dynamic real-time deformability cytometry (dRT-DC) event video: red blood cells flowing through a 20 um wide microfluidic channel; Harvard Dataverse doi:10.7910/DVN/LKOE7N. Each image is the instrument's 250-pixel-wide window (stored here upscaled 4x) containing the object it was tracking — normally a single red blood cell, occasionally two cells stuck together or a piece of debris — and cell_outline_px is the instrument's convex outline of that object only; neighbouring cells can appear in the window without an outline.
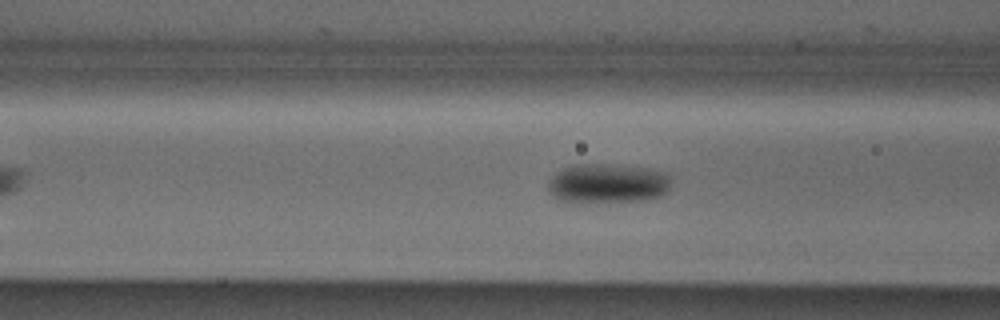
{"species": "Egyptian fruit bat (a non-hibernating species)", "species_latin": "Rousettus aegyptiacus", "temperature_condition": "cold", "stored_images_in_passage": 17, "camera_frame_rate_fps": 3000, "um_per_image_px": 0.085, "animal": {"sex": "male"}, "frame": {"image": 1, "passage_image": 15, "time_ms": 4.667, "image_size_px": [1000, 320], "cell_outline_px": [[668, 192], [660, 196], [648, 200], [572, 204], [560, 200], [552, 196], [548, 192], [548, 184], [552, 176], [564, 168], [576, 164], [604, 164], [648, 168], [664, 172], [668, 176]], "centroid_in_image_um": [51.6, 15.63], "position_along_channel_um": 115.0, "area_um2": 28.73}}